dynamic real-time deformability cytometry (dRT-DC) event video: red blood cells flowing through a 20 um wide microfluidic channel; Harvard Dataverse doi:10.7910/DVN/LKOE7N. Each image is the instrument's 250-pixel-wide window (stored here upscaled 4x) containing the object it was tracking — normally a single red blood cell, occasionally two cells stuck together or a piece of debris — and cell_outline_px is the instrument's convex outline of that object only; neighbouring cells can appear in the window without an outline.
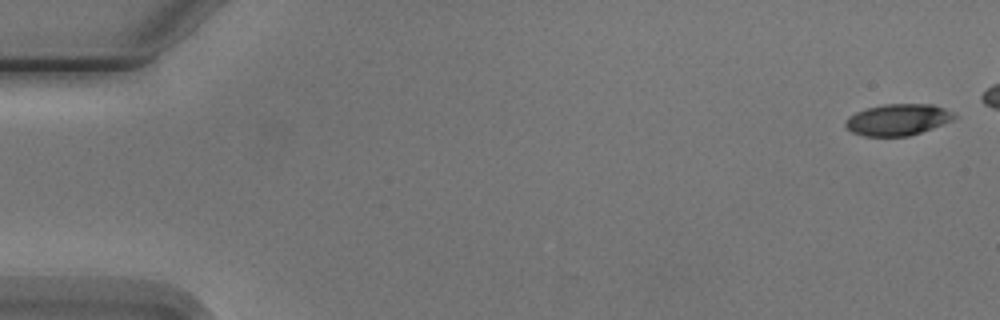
{"species": "Egyptian fruit bat (a non-hibernating species)", "species_latin": "Rousettus aegyptiacus", "temperature_condition": "cold", "stored_images_in_passage": 6, "camera_frame_rate_fps": 3000, "um_per_image_px": 0.085, "animal": {"sex": "male"}, "frame": {"image": 1, "passage_image": 1, "time_ms": 0.0, "image_size_px": [1000, 320], "cell_outline_px": [[956, 116], [932, 128], [908, 136], [864, 136], [852, 132], [844, 124], [848, 116], [856, 112], [868, 108], [884, 104], [932, 104], [944, 108], [952, 112]], "centroid_in_image_um": [76.26, 10.17], "position_along_channel_um": 8.7, "area_um2": 19.54}}